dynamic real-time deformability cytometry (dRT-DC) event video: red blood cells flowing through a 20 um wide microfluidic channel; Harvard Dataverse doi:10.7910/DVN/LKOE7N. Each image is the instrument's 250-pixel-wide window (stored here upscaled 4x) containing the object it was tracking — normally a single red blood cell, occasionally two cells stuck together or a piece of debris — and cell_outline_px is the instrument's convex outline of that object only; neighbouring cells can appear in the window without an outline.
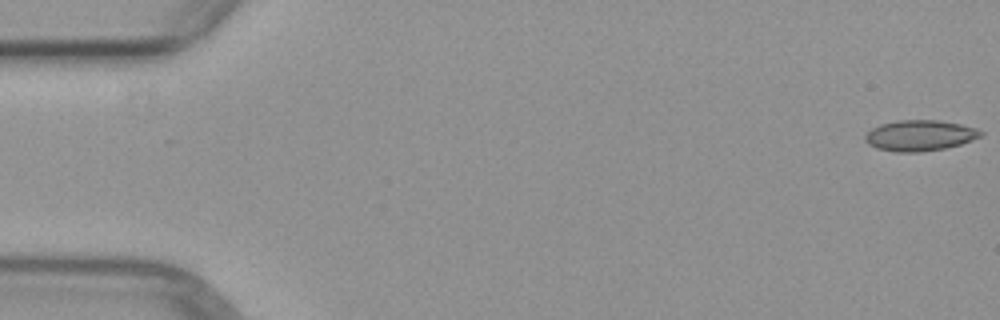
{"species": "common noctule bat (a hibernating species)", "species_latin": "Nyctalus noctula", "temperature_condition": "warm", "stored_images_in_passage": 5, "camera_frame_rate_fps": 3000, "um_per_image_px": 0.085, "animal": {"sex": "female", "body_mass_g": 29.2, "forearm_length_mm": 56.3}, "frame": {"image": 1, "passage_image": 1, "time_ms": 0.0, "image_size_px": [1000, 320], "cell_outline_px": [[984, 132], [980, 136], [972, 140], [960, 144], [944, 148], [920, 152], [896, 152], [876, 148], [868, 144], [864, 140], [864, 136], [872, 128], [880, 124], [900, 120], [936, 120], [960, 124], [976, 128]], "centroid_in_image_um": [78.16, 11.52], "position_along_channel_um": 6.8, "area_um2": 20.63}}
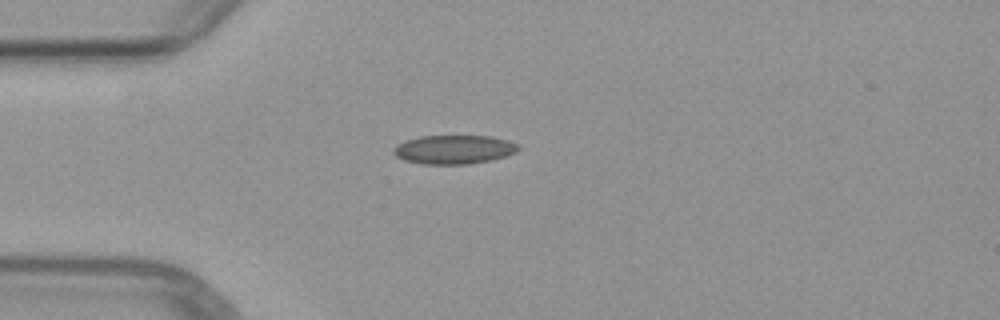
{"frame": {"image": 2, "passage_image": 4, "time_ms": 4.333, "image_size_px": [1000, 320], "cell_outline_px": [[520, 148], [516, 152], [492, 160], [468, 164], [424, 164], [404, 160], [396, 156], [392, 152], [400, 144], [408, 140], [420, 136], [488, 136], [504, 140], [516, 144]], "centroid_in_image_um": [38.59, 12.72], "position_along_channel_um": 46.4, "area_um2": 20.58}}